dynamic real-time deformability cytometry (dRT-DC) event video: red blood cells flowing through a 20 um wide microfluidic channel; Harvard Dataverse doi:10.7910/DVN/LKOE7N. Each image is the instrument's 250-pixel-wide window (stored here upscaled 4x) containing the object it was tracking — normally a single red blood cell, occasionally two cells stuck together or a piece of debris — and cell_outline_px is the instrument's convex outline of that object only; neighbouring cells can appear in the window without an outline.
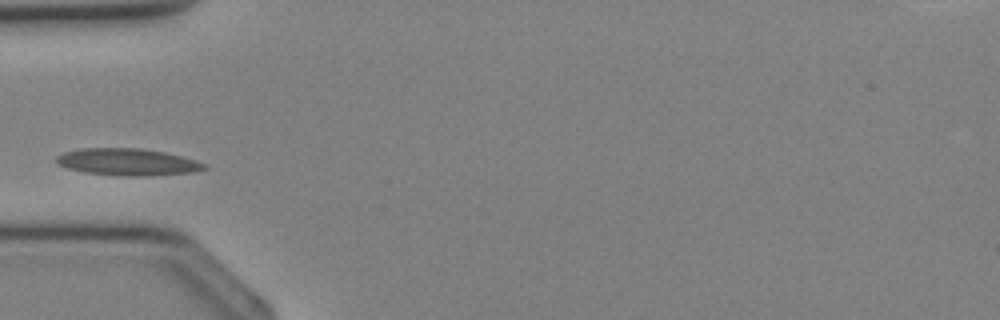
{"species": "Egyptian fruit bat (a non-hibernating species)", "species_latin": "Rousettus aegyptiacus", "temperature_condition": "cold", "stored_images_in_passage": 32, "camera_frame_rate_fps": 3000, "um_per_image_px": 0.085, "animal": {"sex": "female"}, "frame": {"image": 1, "passage_image": 8, "time_ms": 2.333, "image_size_px": [1000, 320], "cell_outline_px": [[208, 168], [196, 172], [140, 176], [128, 176], [84, 172], [68, 168], [56, 164], [56, 156], [64, 152], [80, 148], [140, 148], [164, 152], [196, 160], [208, 164]], "centroid_in_image_um": [10.86, 13.76], "position_along_channel_um": 74.1, "area_um2": 23.24}}
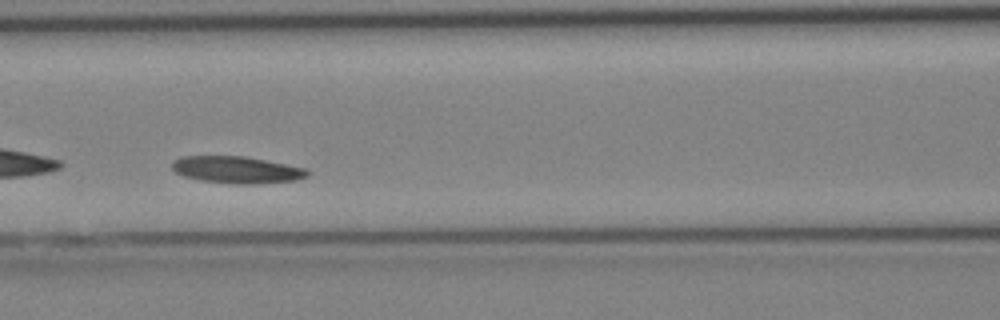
{"frame": {"image": 2, "passage_image": 12, "time_ms": 3.667, "image_size_px": [1000, 320], "cell_outline_px": [[308, 176], [296, 180], [256, 184], [232, 184], [200, 180], [184, 176], [176, 172], [172, 168], [172, 160], [180, 156], [244, 156], [308, 168]], "centroid_in_image_um": [20.12, 14.43], "position_along_channel_um": 146.5, "area_um2": 21.39}}
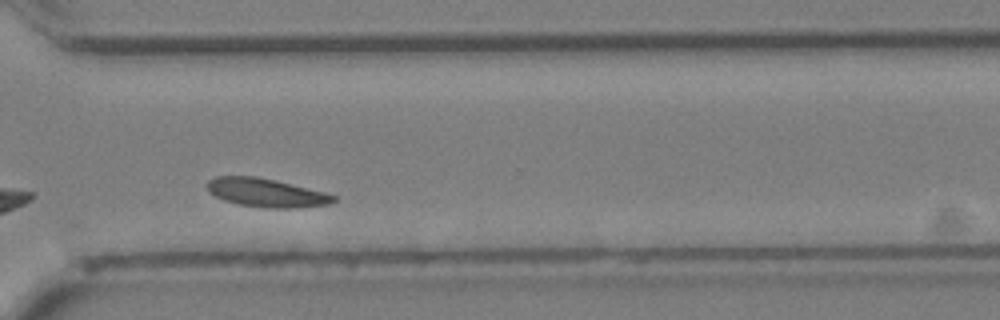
{"frame": {"image": 3, "passage_image": 23, "time_ms": 7.333, "image_size_px": [1000, 320], "cell_outline_px": [[336, 200], [332, 204], [296, 208], [268, 208], [240, 204], [224, 200], [208, 192], [204, 184], [208, 180], [216, 176], [256, 176], [276, 180], [324, 192], [336, 196]], "centroid_in_image_um": [22.61, 16.37], "position_along_channel_um": 348.0, "area_um2": 21.15}}